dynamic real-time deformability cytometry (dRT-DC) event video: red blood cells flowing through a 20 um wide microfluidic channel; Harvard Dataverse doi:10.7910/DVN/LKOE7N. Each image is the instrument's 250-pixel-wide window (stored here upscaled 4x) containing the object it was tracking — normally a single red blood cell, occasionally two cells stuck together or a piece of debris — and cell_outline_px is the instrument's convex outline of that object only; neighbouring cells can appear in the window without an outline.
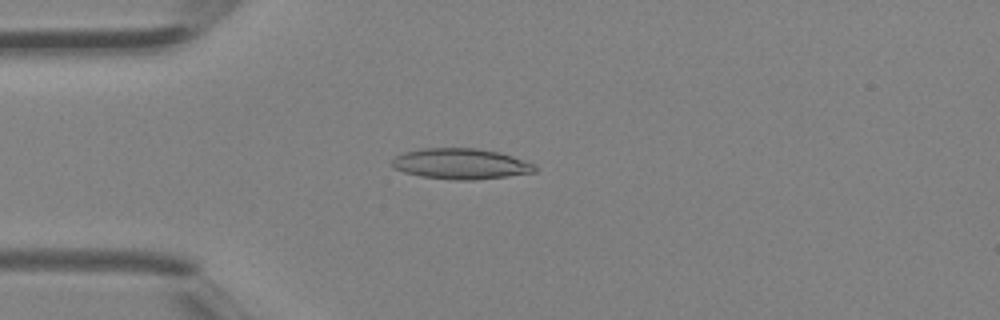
{"species": "Egyptian fruit bat (a non-hibernating species)", "species_latin": "Rousettus aegyptiacus", "temperature_condition": "room temperature", "stored_images_in_passage": 3, "camera_frame_rate_fps": 3000, "um_per_image_px": 0.085, "animal": {"sex": "female"}, "frame": {"image": 1, "passage_image": 3, "time_ms": 0.667, "image_size_px": [1000, 320], "cell_outline_px": [[536, 172], [508, 176], [472, 180], [456, 180], [420, 176], [404, 172], [392, 168], [392, 160], [396, 156], [404, 152], [424, 148], [476, 148], [500, 152], [536, 164]], "centroid_in_image_um": [39.18, 13.92], "position_along_channel_um": 45.8, "area_um2": 25.61}}